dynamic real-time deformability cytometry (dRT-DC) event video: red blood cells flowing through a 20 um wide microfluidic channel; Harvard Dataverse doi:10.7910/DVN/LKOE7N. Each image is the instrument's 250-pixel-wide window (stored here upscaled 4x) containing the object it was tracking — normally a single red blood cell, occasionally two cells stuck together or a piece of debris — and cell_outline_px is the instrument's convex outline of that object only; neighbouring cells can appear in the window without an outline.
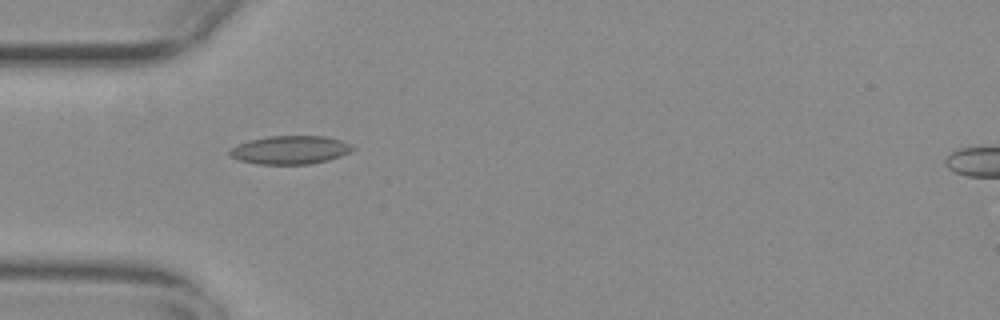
{"species": "common noctule bat (a hibernating species)", "species_latin": "Nyctalus noctula", "temperature_condition": "warm", "stored_images_in_passage": 22, "camera_frame_rate_fps": 3000, "um_per_image_px": 0.085, "animal": {"sex": "female", "body_mass_g": 29.2, "forearm_length_mm": 56.3}, "frame": {"image": 1, "passage_image": 4, "time_ms": 1.0, "image_size_px": [1000, 320], "cell_outline_px": [[356, 148], [340, 156], [328, 160], [308, 164], [256, 164], [236, 160], [228, 156], [228, 152], [236, 144], [248, 140], [268, 136], [324, 136], [340, 140], [352, 144]], "centroid_in_image_um": [24.61, 12.74], "position_along_channel_um": 60.4, "area_um2": 20.52}}
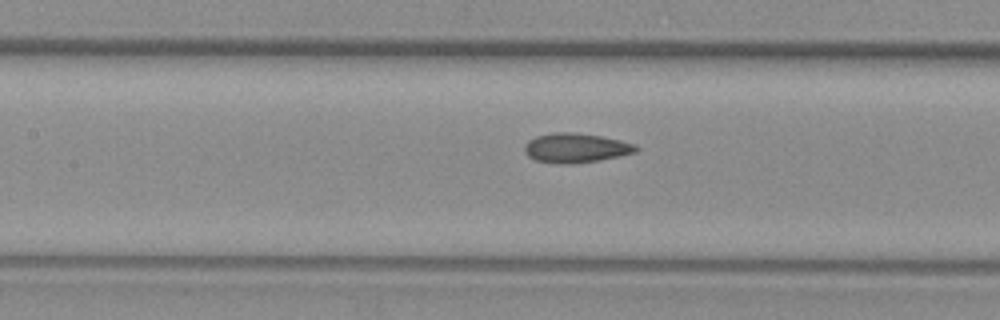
{"frame": {"image": 2, "passage_image": 12, "time_ms": 3.667, "image_size_px": [1000, 320], "cell_outline_px": [[640, 148], [636, 152], [620, 156], [572, 164], [560, 164], [536, 160], [528, 156], [524, 152], [524, 144], [528, 140], [536, 136], [552, 132], [572, 132], [600, 136], [620, 140], [636, 144]], "centroid_in_image_um": [48.93, 12.57], "position_along_channel_um": 158.5, "area_um2": 19.19}}
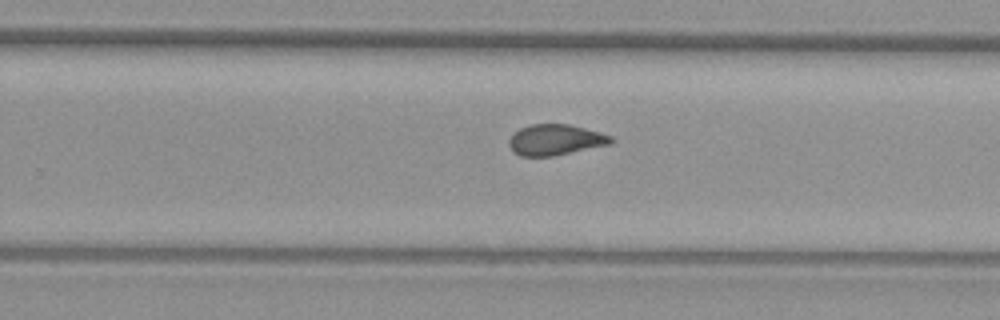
{"frame": {"image": 3, "passage_image": 22, "time_ms": 7.0, "image_size_px": [1000, 320], "cell_outline_px": [[616, 140], [612, 144], [552, 156], [520, 156], [512, 152], [508, 144], [508, 140], [520, 128], [532, 124], [568, 124], [600, 132], [612, 136]], "centroid_in_image_um": [47.23, 11.89], "position_along_channel_um": 282.6, "area_um2": 18.38}}